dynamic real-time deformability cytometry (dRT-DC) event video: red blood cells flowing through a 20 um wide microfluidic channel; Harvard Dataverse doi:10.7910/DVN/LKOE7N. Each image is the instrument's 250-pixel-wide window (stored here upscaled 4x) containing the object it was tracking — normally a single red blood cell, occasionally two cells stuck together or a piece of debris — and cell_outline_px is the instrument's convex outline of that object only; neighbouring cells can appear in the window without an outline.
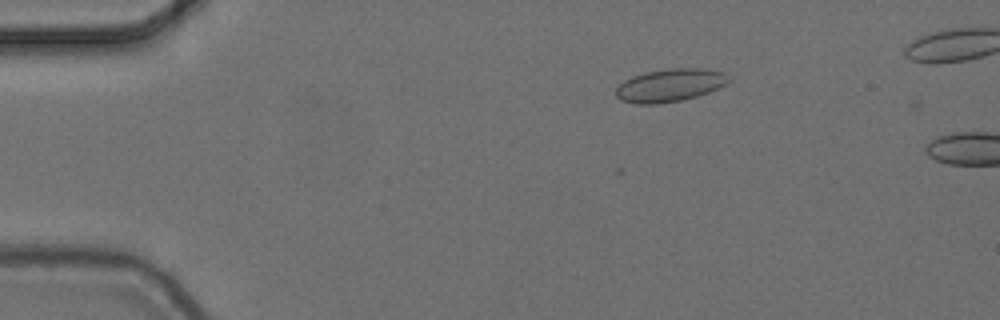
{"species": "common noctule bat (a hibernating species)", "species_latin": "Nyctalus noctula", "temperature_condition": "cold", "stored_images_in_passage": 3, "camera_frame_rate_fps": 3000, "um_per_image_px": 0.085, "animal": {"sex": "female", "body_mass_g": 24.6, "forearm_length_mm": 56.2}, "frame": {"image": 1, "passage_image": 2, "time_ms": 0.333, "image_size_px": [1000, 320], "cell_outline_px": [[732, 80], [728, 84], [720, 88], [696, 96], [680, 100], [656, 104], [636, 104], [620, 100], [616, 96], [616, 88], [624, 80], [632, 76], [644, 72], [668, 68], [704, 68], [724, 72]], "centroid_in_image_um": [56.96, 7.23], "position_along_channel_um": 28.0, "area_um2": 21.85}}